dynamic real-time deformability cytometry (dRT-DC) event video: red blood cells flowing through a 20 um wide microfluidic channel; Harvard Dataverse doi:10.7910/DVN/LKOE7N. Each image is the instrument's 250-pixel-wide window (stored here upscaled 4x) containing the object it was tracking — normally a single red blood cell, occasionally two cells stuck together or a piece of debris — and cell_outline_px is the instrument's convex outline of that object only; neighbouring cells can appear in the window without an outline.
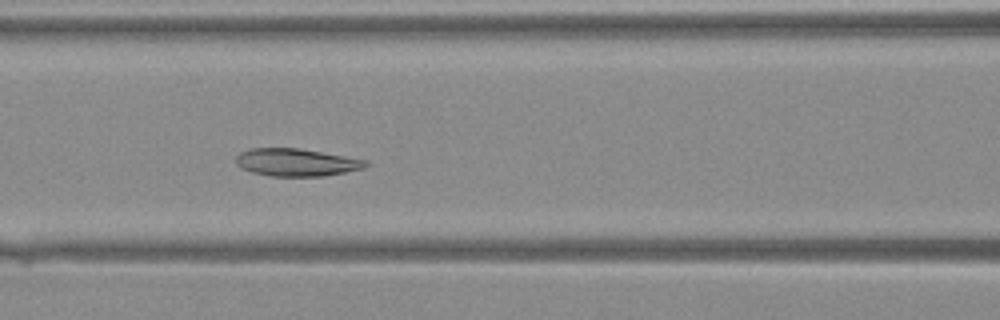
{"species": "Egyptian fruit bat (a non-hibernating species)", "species_latin": "Rousettus aegyptiacus", "temperature_condition": "warm", "stored_images_in_passage": 35, "camera_frame_rate_fps": 3000, "um_per_image_px": 0.085, "animal": {"sex": "female"}, "frame": {"image": 1, "passage_image": 11, "time_ms": 3.333, "image_size_px": [1000, 320], "cell_outline_px": [[368, 164], [364, 168], [324, 176], [272, 176], [252, 172], [240, 168], [236, 164], [236, 156], [240, 152], [252, 148], [296, 148], [368, 160]], "centroid_in_image_um": [25.16, 13.8], "position_along_channel_um": 141.4, "area_um2": 20.69}}
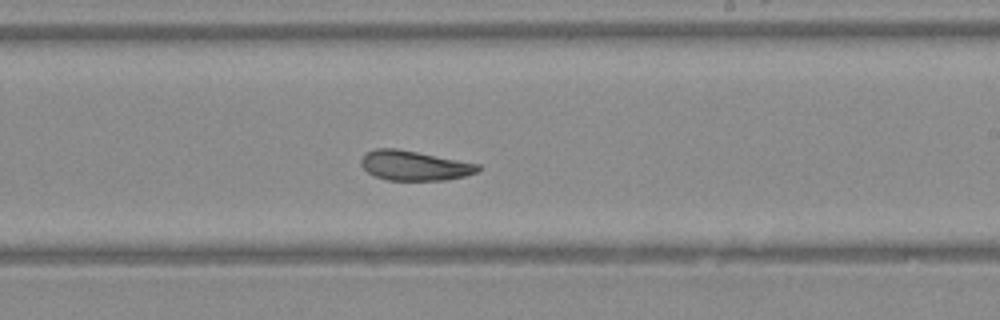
{"frame": {"image": 2, "passage_image": 18, "time_ms": 5.667, "image_size_px": [1000, 320], "cell_outline_px": [[480, 168], [476, 172], [464, 176], [448, 180], [388, 180], [376, 176], [368, 172], [360, 164], [360, 160], [368, 152], [376, 148], [396, 148], [480, 164]], "centroid_in_image_um": [35.22, 14.07], "position_along_channel_um": 253.8, "area_um2": 20.06}}
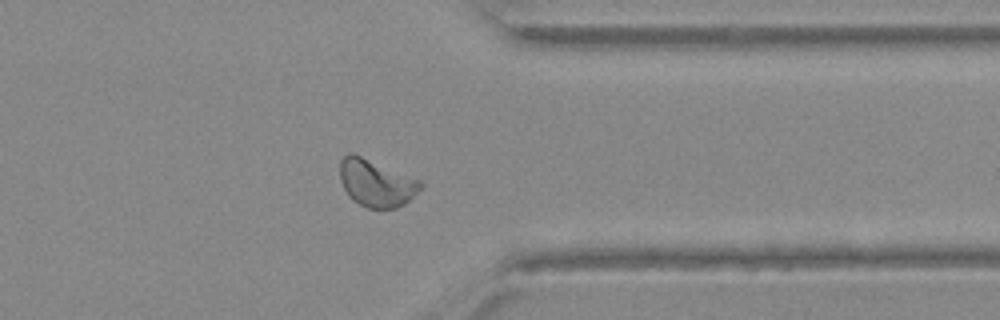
{"frame": {"image": 3, "passage_image": 26, "time_ms": 8.333, "image_size_px": [1000, 320], "cell_outline_px": [[424, 184], [404, 204], [396, 208], [368, 208], [352, 200], [348, 196], [340, 180], [340, 160], [348, 152], [352, 152], [420, 180]], "centroid_in_image_um": [31.94, 15.55], "position_along_channel_um": 379.5, "area_um2": 21.96}}